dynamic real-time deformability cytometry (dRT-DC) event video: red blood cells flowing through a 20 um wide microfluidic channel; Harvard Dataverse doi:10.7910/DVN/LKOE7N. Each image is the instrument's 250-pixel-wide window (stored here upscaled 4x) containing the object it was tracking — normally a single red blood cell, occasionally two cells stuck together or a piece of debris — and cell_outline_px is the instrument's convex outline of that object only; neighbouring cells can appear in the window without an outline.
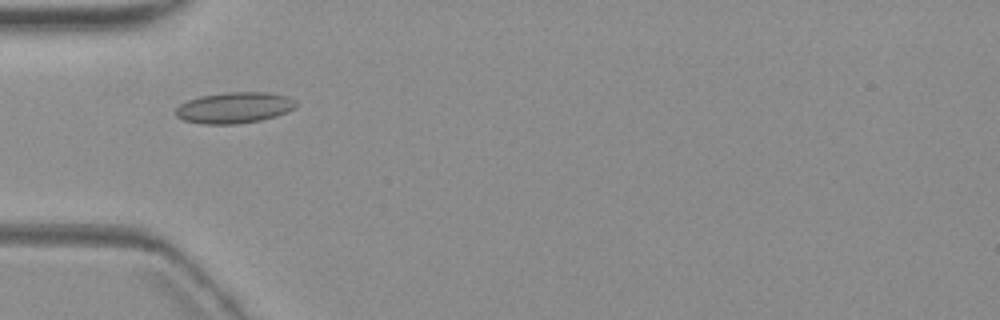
{"species": "common noctule bat (a hibernating species)", "species_latin": "Nyctalus noctula", "temperature_condition": "warm", "stored_images_in_passage": 8, "camera_frame_rate_fps": 3000, "um_per_image_px": 0.085, "animal": {"sex": "female", "body_mass_g": 19.3, "forearm_length_mm": 54.1}, "frame": {"image": 1, "passage_image": 3, "time_ms": 5.0, "image_size_px": [1000, 320], "cell_outline_px": [[296, 104], [292, 108], [276, 116], [260, 120], [236, 124], [204, 124], [184, 120], [176, 116], [176, 108], [180, 104], [188, 100], [200, 96], [228, 92], [268, 92], [288, 96], [296, 100]], "centroid_in_image_um": [19.9, 9.15], "position_along_channel_um": 65.1, "area_um2": 21.62}}
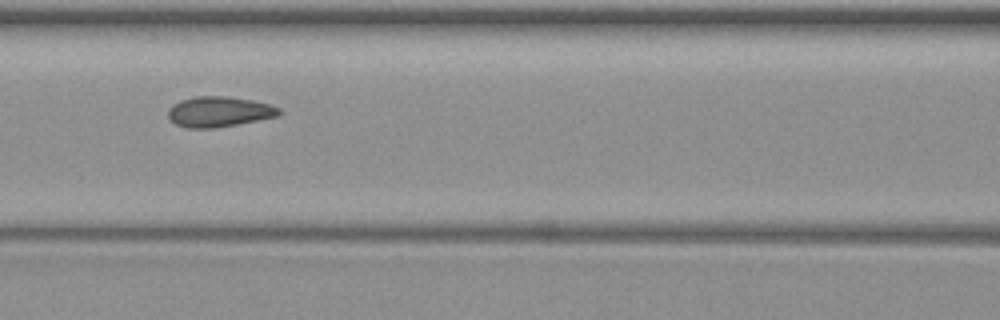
{"frame": {"image": 2, "passage_image": 5, "time_ms": 7.333, "image_size_px": [1000, 320], "cell_outline_px": [[284, 112], [280, 116], [216, 128], [188, 128], [176, 124], [168, 116], [168, 108], [180, 100], [196, 96], [228, 96], [252, 100], [272, 104], [280, 108]], "centroid_in_image_um": [18.68, 9.49], "position_along_channel_um": 147.9, "area_um2": 19.88}}
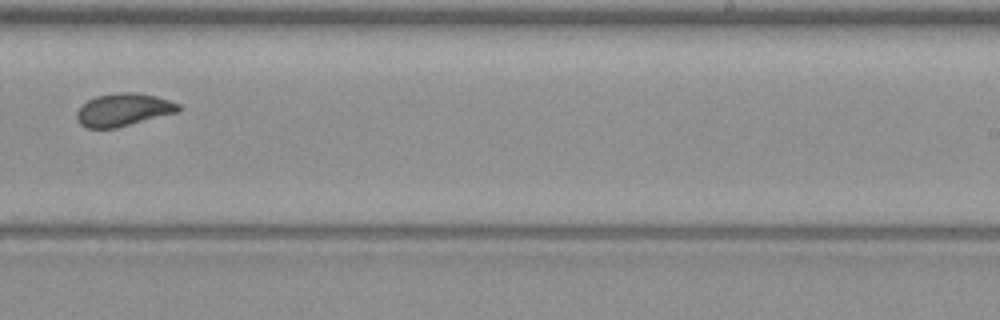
{"frame": {"image": 3, "passage_image": 8, "time_ms": 11.0, "image_size_px": [1000, 320], "cell_outline_px": [[180, 112], [116, 128], [88, 128], [80, 124], [76, 116], [76, 112], [88, 100], [96, 96], [116, 92], [132, 92], [156, 96], [180, 104]], "centroid_in_image_um": [10.51, 9.33], "position_along_channel_um": 278.5, "area_um2": 19.42}}